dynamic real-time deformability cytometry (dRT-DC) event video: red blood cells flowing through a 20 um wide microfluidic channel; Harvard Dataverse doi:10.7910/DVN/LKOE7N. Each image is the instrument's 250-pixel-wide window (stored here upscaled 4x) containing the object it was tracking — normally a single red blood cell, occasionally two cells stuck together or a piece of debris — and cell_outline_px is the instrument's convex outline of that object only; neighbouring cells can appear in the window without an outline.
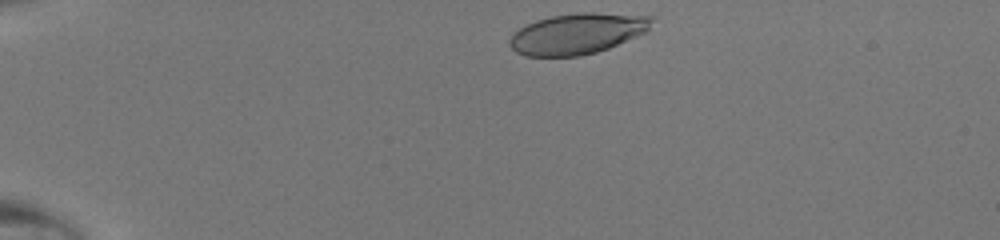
{"species": "human", "species_latin": "Homo sapiens", "temperature_condition": "room temperature", "stored_images_in_passage": 34, "camera_frame_rate_fps": 3000, "um_per_image_px": 0.085, "donor": {"sex": "male"}, "frame": {"image": 1, "passage_image": 1, "time_ms": 0.0, "image_size_px": [1000, 240], "cell_outline_px": [[656, 16], [648, 32], [608, 48], [596, 52], [580, 56], [524, 56], [516, 52], [512, 48], [508, 40], [512, 32], [524, 24], [536, 20], [552, 16], [580, 12], [592, 12]], "centroid_in_image_um": [49.08, 2.85], "position_along_channel_um": 35.9, "area_um2": 34.22}}
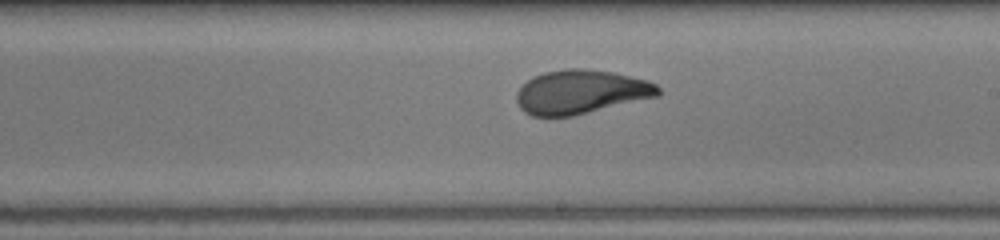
{"frame": {"image": 2, "passage_image": 20, "time_ms": 6.333, "image_size_px": [1000, 240], "cell_outline_px": [[660, 96], [572, 116], [532, 116], [524, 112], [520, 108], [516, 100], [516, 92], [532, 76], [544, 72], [564, 68], [584, 68], [612, 72], [648, 80], [656, 84], [660, 88]], "centroid_in_image_um": [49.38, 7.81], "position_along_channel_um": 239.6, "area_um2": 36.47}}
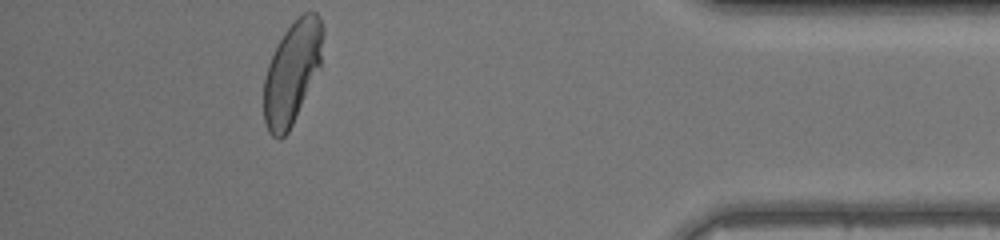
{"frame": {"image": 3, "passage_image": 34, "time_ms": 11.0, "image_size_px": [1000, 240], "cell_outline_px": [[324, 32], [320, 68], [288, 132], [280, 140], [276, 140], [268, 132], [264, 120], [264, 80], [268, 64], [284, 32], [304, 12], [316, 12], [320, 16], [324, 28]], "centroid_in_image_um": [24.84, 6.17], "position_along_channel_um": 410.4, "area_um2": 35.08}}